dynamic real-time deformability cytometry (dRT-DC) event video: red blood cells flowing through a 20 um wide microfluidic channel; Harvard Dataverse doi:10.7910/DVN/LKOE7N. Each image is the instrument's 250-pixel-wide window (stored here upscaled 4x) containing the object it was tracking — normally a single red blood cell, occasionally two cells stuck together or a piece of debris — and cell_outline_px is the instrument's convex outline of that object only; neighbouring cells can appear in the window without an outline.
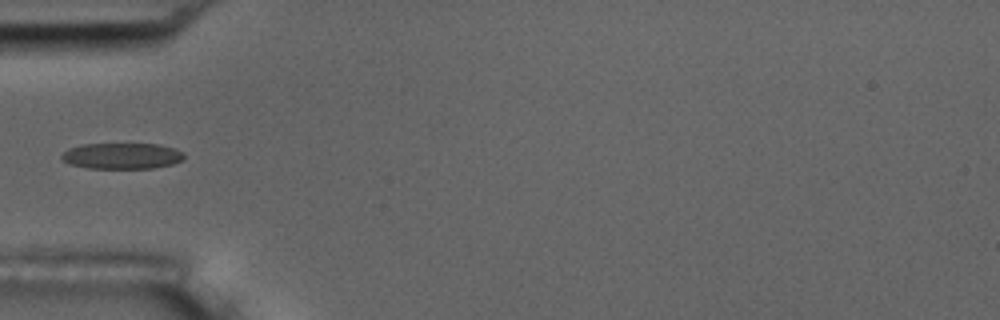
{"species": "common noctule bat (a hibernating species)", "species_latin": "Nyctalus noctula", "temperature_condition": "room temperature", "stored_images_in_passage": 5, "camera_frame_rate_fps": 3000, "um_per_image_px": 0.085, "animal": {"sex": "male", "body_mass_g": 17.5, "forearm_length_mm": 52.3}, "frame": {"image": 1, "passage_image": 5, "time_ms": 4.667, "image_size_px": [1000, 320], "cell_outline_px": [[184, 160], [172, 164], [152, 168], [88, 168], [72, 164], [64, 160], [60, 156], [68, 148], [84, 144], [160, 144], [184, 152]], "centroid_in_image_um": [10.4, 13.25], "position_along_channel_um": 74.6, "area_um2": 18.44}}